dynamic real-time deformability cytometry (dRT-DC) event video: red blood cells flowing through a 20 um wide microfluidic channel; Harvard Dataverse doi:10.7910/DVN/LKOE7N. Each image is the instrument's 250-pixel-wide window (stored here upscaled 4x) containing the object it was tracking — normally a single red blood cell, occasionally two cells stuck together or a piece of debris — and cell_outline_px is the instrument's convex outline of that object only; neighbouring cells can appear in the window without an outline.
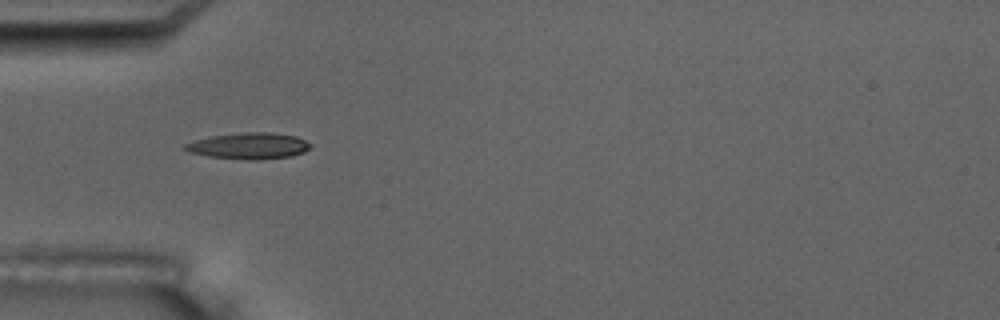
{"species": "common noctule bat (a hibernating species)", "species_latin": "Nyctalus noctula", "temperature_condition": "room temperature", "stored_images_in_passage": 6, "camera_frame_rate_fps": 3000, "um_per_image_px": 0.085, "animal": {"sex": "male", "body_mass_g": 17.5, "forearm_length_mm": 52.3}, "frame": {"image": 1, "passage_image": 5, "time_ms": 5.333, "image_size_px": [1000, 320], "cell_outline_px": [[312, 148], [304, 152], [292, 156], [260, 160], [248, 160], [208, 156], [188, 152], [184, 148], [184, 144], [192, 140], [212, 136], [244, 132], [272, 132], [296, 136], [312, 144]], "centroid_in_image_um": [21.17, 12.4], "position_along_channel_um": 63.8, "area_um2": 19.42}}